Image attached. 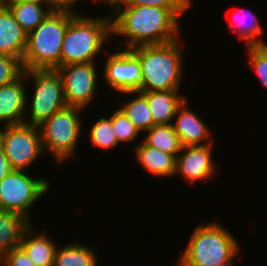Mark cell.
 Wrapping results in <instances>:
<instances>
[{
  "label": "cell",
  "mask_w": 267,
  "mask_h": 266,
  "mask_svg": "<svg viewBox=\"0 0 267 266\" xmlns=\"http://www.w3.org/2000/svg\"><path fill=\"white\" fill-rule=\"evenodd\" d=\"M113 9L114 13L110 15L112 35L125 38L124 49L161 45L180 39L179 16L188 11L147 5L115 6Z\"/></svg>",
  "instance_id": "6da1fadb"
},
{
  "label": "cell",
  "mask_w": 267,
  "mask_h": 266,
  "mask_svg": "<svg viewBox=\"0 0 267 266\" xmlns=\"http://www.w3.org/2000/svg\"><path fill=\"white\" fill-rule=\"evenodd\" d=\"M179 39L161 45H141L129 49L140 61V91L179 90L184 58Z\"/></svg>",
  "instance_id": "7a4b0ae2"
},
{
  "label": "cell",
  "mask_w": 267,
  "mask_h": 266,
  "mask_svg": "<svg viewBox=\"0 0 267 266\" xmlns=\"http://www.w3.org/2000/svg\"><path fill=\"white\" fill-rule=\"evenodd\" d=\"M71 10L58 9L27 35V46L22 58L24 70H56L61 66L62 41Z\"/></svg>",
  "instance_id": "3957f363"
},
{
  "label": "cell",
  "mask_w": 267,
  "mask_h": 266,
  "mask_svg": "<svg viewBox=\"0 0 267 266\" xmlns=\"http://www.w3.org/2000/svg\"><path fill=\"white\" fill-rule=\"evenodd\" d=\"M110 37L111 16L91 18L71 10V21L62 41L61 66L95 62Z\"/></svg>",
  "instance_id": "277c9868"
},
{
  "label": "cell",
  "mask_w": 267,
  "mask_h": 266,
  "mask_svg": "<svg viewBox=\"0 0 267 266\" xmlns=\"http://www.w3.org/2000/svg\"><path fill=\"white\" fill-rule=\"evenodd\" d=\"M238 240L217 222L199 224L195 227L178 266H217L234 261L240 247Z\"/></svg>",
  "instance_id": "5b68a950"
},
{
  "label": "cell",
  "mask_w": 267,
  "mask_h": 266,
  "mask_svg": "<svg viewBox=\"0 0 267 266\" xmlns=\"http://www.w3.org/2000/svg\"><path fill=\"white\" fill-rule=\"evenodd\" d=\"M83 110L66 106L38 126L43 151L50 152L58 164H62L67 158H74L79 135L83 129L82 118L79 116Z\"/></svg>",
  "instance_id": "8992f818"
},
{
  "label": "cell",
  "mask_w": 267,
  "mask_h": 266,
  "mask_svg": "<svg viewBox=\"0 0 267 266\" xmlns=\"http://www.w3.org/2000/svg\"><path fill=\"white\" fill-rule=\"evenodd\" d=\"M26 80L34 81L31 102L27 96V107L30 106V118L24 117V124L39 126L51 115L65 108L63 83L57 70H25ZM29 102V103H28Z\"/></svg>",
  "instance_id": "52a82bcc"
},
{
  "label": "cell",
  "mask_w": 267,
  "mask_h": 266,
  "mask_svg": "<svg viewBox=\"0 0 267 266\" xmlns=\"http://www.w3.org/2000/svg\"><path fill=\"white\" fill-rule=\"evenodd\" d=\"M25 172L13 170L0 181V210L19 213L31 222L32 205L49 191L50 185L48 180Z\"/></svg>",
  "instance_id": "ba28073f"
},
{
  "label": "cell",
  "mask_w": 267,
  "mask_h": 266,
  "mask_svg": "<svg viewBox=\"0 0 267 266\" xmlns=\"http://www.w3.org/2000/svg\"><path fill=\"white\" fill-rule=\"evenodd\" d=\"M3 128H0V146L11 167L27 171L44 153L39 127L22 123Z\"/></svg>",
  "instance_id": "9c48e42d"
},
{
  "label": "cell",
  "mask_w": 267,
  "mask_h": 266,
  "mask_svg": "<svg viewBox=\"0 0 267 266\" xmlns=\"http://www.w3.org/2000/svg\"><path fill=\"white\" fill-rule=\"evenodd\" d=\"M56 70L61 76L66 105L85 110L96 96L95 62L60 66Z\"/></svg>",
  "instance_id": "30bf717a"
},
{
  "label": "cell",
  "mask_w": 267,
  "mask_h": 266,
  "mask_svg": "<svg viewBox=\"0 0 267 266\" xmlns=\"http://www.w3.org/2000/svg\"><path fill=\"white\" fill-rule=\"evenodd\" d=\"M111 53L105 64L104 79L118 93L140 91L142 83L141 65L139 59L129 50Z\"/></svg>",
  "instance_id": "8fae6325"
},
{
  "label": "cell",
  "mask_w": 267,
  "mask_h": 266,
  "mask_svg": "<svg viewBox=\"0 0 267 266\" xmlns=\"http://www.w3.org/2000/svg\"><path fill=\"white\" fill-rule=\"evenodd\" d=\"M212 146L213 143L182 147L176 157L175 174H180L185 181L191 184L198 180L206 181L213 178L217 168L214 159H212Z\"/></svg>",
  "instance_id": "7c38bea8"
},
{
  "label": "cell",
  "mask_w": 267,
  "mask_h": 266,
  "mask_svg": "<svg viewBox=\"0 0 267 266\" xmlns=\"http://www.w3.org/2000/svg\"><path fill=\"white\" fill-rule=\"evenodd\" d=\"M25 70L13 82L0 87V123L3 126L18 125L24 122L27 109Z\"/></svg>",
  "instance_id": "4fadbf2b"
},
{
  "label": "cell",
  "mask_w": 267,
  "mask_h": 266,
  "mask_svg": "<svg viewBox=\"0 0 267 266\" xmlns=\"http://www.w3.org/2000/svg\"><path fill=\"white\" fill-rule=\"evenodd\" d=\"M188 101H184L178 108L172 122L173 129L178 135L182 147L208 145L213 143L208 126L198 114L190 110ZM210 133V134H209ZM210 137V138H209ZM209 138V139H208Z\"/></svg>",
  "instance_id": "5bb4252c"
},
{
  "label": "cell",
  "mask_w": 267,
  "mask_h": 266,
  "mask_svg": "<svg viewBox=\"0 0 267 266\" xmlns=\"http://www.w3.org/2000/svg\"><path fill=\"white\" fill-rule=\"evenodd\" d=\"M28 33L15 21L10 10L0 2V54L20 61L27 46Z\"/></svg>",
  "instance_id": "9a60e30c"
},
{
  "label": "cell",
  "mask_w": 267,
  "mask_h": 266,
  "mask_svg": "<svg viewBox=\"0 0 267 266\" xmlns=\"http://www.w3.org/2000/svg\"><path fill=\"white\" fill-rule=\"evenodd\" d=\"M147 99L154 125L172 124L182 103L187 100L179 90L140 91Z\"/></svg>",
  "instance_id": "2e32d148"
},
{
  "label": "cell",
  "mask_w": 267,
  "mask_h": 266,
  "mask_svg": "<svg viewBox=\"0 0 267 266\" xmlns=\"http://www.w3.org/2000/svg\"><path fill=\"white\" fill-rule=\"evenodd\" d=\"M30 225L23 233L20 247L36 266H53L57 249L55 241L48 235L41 234Z\"/></svg>",
  "instance_id": "e0dca14e"
},
{
  "label": "cell",
  "mask_w": 267,
  "mask_h": 266,
  "mask_svg": "<svg viewBox=\"0 0 267 266\" xmlns=\"http://www.w3.org/2000/svg\"><path fill=\"white\" fill-rule=\"evenodd\" d=\"M136 161L153 176H175L176 157L146 145L143 141L134 148Z\"/></svg>",
  "instance_id": "ac0fdd59"
},
{
  "label": "cell",
  "mask_w": 267,
  "mask_h": 266,
  "mask_svg": "<svg viewBox=\"0 0 267 266\" xmlns=\"http://www.w3.org/2000/svg\"><path fill=\"white\" fill-rule=\"evenodd\" d=\"M31 224L19 213L0 210V259L20 245L24 231Z\"/></svg>",
  "instance_id": "d6986e66"
},
{
  "label": "cell",
  "mask_w": 267,
  "mask_h": 266,
  "mask_svg": "<svg viewBox=\"0 0 267 266\" xmlns=\"http://www.w3.org/2000/svg\"><path fill=\"white\" fill-rule=\"evenodd\" d=\"M2 3L27 33L34 30L53 11L50 7L23 0H4ZM46 8L48 9L46 10Z\"/></svg>",
  "instance_id": "ffe728a7"
},
{
  "label": "cell",
  "mask_w": 267,
  "mask_h": 266,
  "mask_svg": "<svg viewBox=\"0 0 267 266\" xmlns=\"http://www.w3.org/2000/svg\"><path fill=\"white\" fill-rule=\"evenodd\" d=\"M231 31L237 33L241 40L246 41L249 45H267L265 41L260 40L258 37H263L264 29L259 23L255 14L249 9H238L231 16Z\"/></svg>",
  "instance_id": "44dd1931"
},
{
  "label": "cell",
  "mask_w": 267,
  "mask_h": 266,
  "mask_svg": "<svg viewBox=\"0 0 267 266\" xmlns=\"http://www.w3.org/2000/svg\"><path fill=\"white\" fill-rule=\"evenodd\" d=\"M53 266H97V256L85 244L70 243L57 247Z\"/></svg>",
  "instance_id": "7402d4cb"
},
{
  "label": "cell",
  "mask_w": 267,
  "mask_h": 266,
  "mask_svg": "<svg viewBox=\"0 0 267 266\" xmlns=\"http://www.w3.org/2000/svg\"><path fill=\"white\" fill-rule=\"evenodd\" d=\"M146 133L147 135L143 138L146 145L175 157L180 153L182 145L172 124L154 125Z\"/></svg>",
  "instance_id": "603a6c76"
},
{
  "label": "cell",
  "mask_w": 267,
  "mask_h": 266,
  "mask_svg": "<svg viewBox=\"0 0 267 266\" xmlns=\"http://www.w3.org/2000/svg\"><path fill=\"white\" fill-rule=\"evenodd\" d=\"M123 93L124 95L129 94V96L137 94V97L135 96L134 99L125 102L120 109L140 133L148 131L153 126V117L146 97L140 91H126Z\"/></svg>",
  "instance_id": "cb8c5ba5"
},
{
  "label": "cell",
  "mask_w": 267,
  "mask_h": 266,
  "mask_svg": "<svg viewBox=\"0 0 267 266\" xmlns=\"http://www.w3.org/2000/svg\"><path fill=\"white\" fill-rule=\"evenodd\" d=\"M90 140L97 148L112 149L118 146L112 127V114L110 117H101L91 127L89 132Z\"/></svg>",
  "instance_id": "d4e9b609"
},
{
  "label": "cell",
  "mask_w": 267,
  "mask_h": 266,
  "mask_svg": "<svg viewBox=\"0 0 267 266\" xmlns=\"http://www.w3.org/2000/svg\"><path fill=\"white\" fill-rule=\"evenodd\" d=\"M112 127L118 143L134 141L140 133L120 108L112 114Z\"/></svg>",
  "instance_id": "484cf974"
},
{
  "label": "cell",
  "mask_w": 267,
  "mask_h": 266,
  "mask_svg": "<svg viewBox=\"0 0 267 266\" xmlns=\"http://www.w3.org/2000/svg\"><path fill=\"white\" fill-rule=\"evenodd\" d=\"M249 62L262 85L267 88V45H249Z\"/></svg>",
  "instance_id": "4316f807"
},
{
  "label": "cell",
  "mask_w": 267,
  "mask_h": 266,
  "mask_svg": "<svg viewBox=\"0 0 267 266\" xmlns=\"http://www.w3.org/2000/svg\"><path fill=\"white\" fill-rule=\"evenodd\" d=\"M23 71L18 58L0 54V87L16 80Z\"/></svg>",
  "instance_id": "83f0119b"
},
{
  "label": "cell",
  "mask_w": 267,
  "mask_h": 266,
  "mask_svg": "<svg viewBox=\"0 0 267 266\" xmlns=\"http://www.w3.org/2000/svg\"><path fill=\"white\" fill-rule=\"evenodd\" d=\"M192 0H122L117 6H154L164 9H189Z\"/></svg>",
  "instance_id": "f1b7e54d"
},
{
  "label": "cell",
  "mask_w": 267,
  "mask_h": 266,
  "mask_svg": "<svg viewBox=\"0 0 267 266\" xmlns=\"http://www.w3.org/2000/svg\"><path fill=\"white\" fill-rule=\"evenodd\" d=\"M0 266H36L20 247L12 248L1 259Z\"/></svg>",
  "instance_id": "f546056e"
},
{
  "label": "cell",
  "mask_w": 267,
  "mask_h": 266,
  "mask_svg": "<svg viewBox=\"0 0 267 266\" xmlns=\"http://www.w3.org/2000/svg\"><path fill=\"white\" fill-rule=\"evenodd\" d=\"M14 169L11 167L9 160L6 158L2 147L0 146V181Z\"/></svg>",
  "instance_id": "4dcf8cb0"
},
{
  "label": "cell",
  "mask_w": 267,
  "mask_h": 266,
  "mask_svg": "<svg viewBox=\"0 0 267 266\" xmlns=\"http://www.w3.org/2000/svg\"><path fill=\"white\" fill-rule=\"evenodd\" d=\"M77 1L78 0H53L54 4L59 9H68V10H72L73 6L77 3Z\"/></svg>",
  "instance_id": "1f68e13d"
},
{
  "label": "cell",
  "mask_w": 267,
  "mask_h": 266,
  "mask_svg": "<svg viewBox=\"0 0 267 266\" xmlns=\"http://www.w3.org/2000/svg\"><path fill=\"white\" fill-rule=\"evenodd\" d=\"M27 2H32L35 4H41L43 6L50 7L53 11L58 10L59 8L54 4L53 0H23ZM45 4V5H44Z\"/></svg>",
  "instance_id": "d6a6232c"
},
{
  "label": "cell",
  "mask_w": 267,
  "mask_h": 266,
  "mask_svg": "<svg viewBox=\"0 0 267 266\" xmlns=\"http://www.w3.org/2000/svg\"><path fill=\"white\" fill-rule=\"evenodd\" d=\"M93 1V0H92ZM95 2L98 0H94ZM101 2V0H99ZM104 3H107L108 6L114 8L115 6H117L118 4H120L122 2V0H103Z\"/></svg>",
  "instance_id": "836d02e7"
},
{
  "label": "cell",
  "mask_w": 267,
  "mask_h": 266,
  "mask_svg": "<svg viewBox=\"0 0 267 266\" xmlns=\"http://www.w3.org/2000/svg\"><path fill=\"white\" fill-rule=\"evenodd\" d=\"M234 265L233 261H230V262H227V263H223V264H220V265H217V266H232Z\"/></svg>",
  "instance_id": "e575fe53"
}]
</instances>
